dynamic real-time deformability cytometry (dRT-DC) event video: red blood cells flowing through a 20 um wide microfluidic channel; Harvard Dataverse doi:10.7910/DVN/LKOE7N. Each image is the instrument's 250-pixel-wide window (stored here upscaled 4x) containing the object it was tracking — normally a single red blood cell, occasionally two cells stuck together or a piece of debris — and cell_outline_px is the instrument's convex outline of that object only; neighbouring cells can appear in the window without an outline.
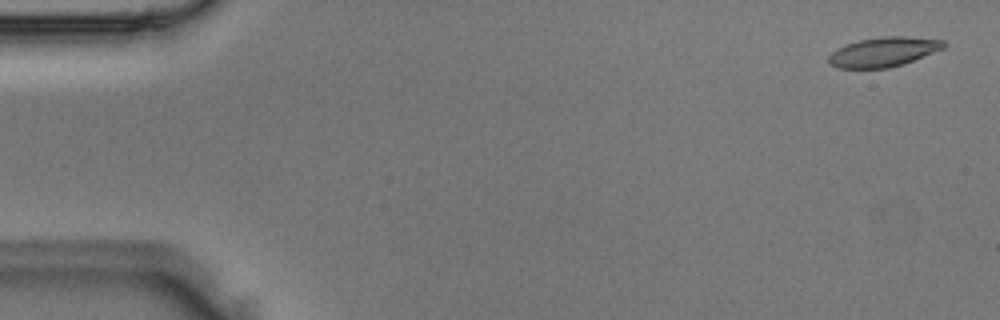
{"species": "Egyptian fruit bat (a non-hibernating species)", "species_latin": "Rousettus aegyptiacus", "temperature_condition": "room temperature", "stored_images_in_passage": 4, "camera_frame_rate_fps": 3000, "um_per_image_px": 0.085, "animal": {"sex": "male"}, "frame": {"image": 1, "passage_image": 1, "time_ms": 0.0, "image_size_px": [1000, 320], "cell_outline_px": [[948, 44], [944, 48], [904, 64], [888, 68], [836, 68], [828, 64], [828, 56], [832, 52], [848, 44], [860, 40], [884, 36], [904, 36], [944, 40]], "centroid_in_image_um": [75.12, 4.42], "position_along_channel_um": 9.9, "area_um2": 19.77}}
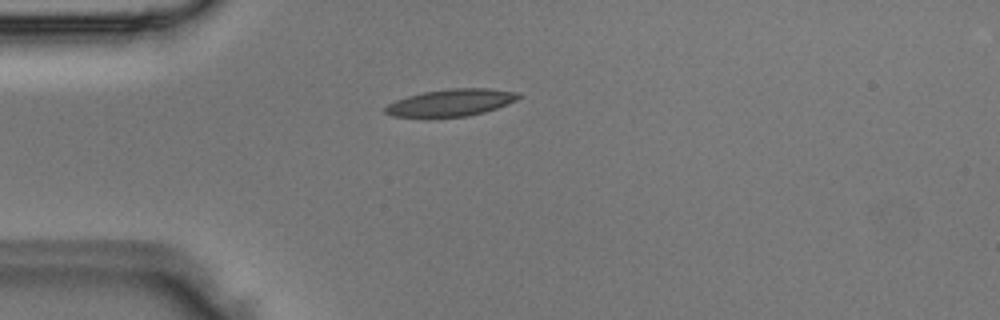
{"frame": {"image": 2, "passage_image": 4, "time_ms": 1.0, "image_size_px": [1000, 320], "cell_outline_px": [[520, 96], [516, 100], [508, 104], [484, 112], [468, 116], [428, 120], [392, 116], [384, 112], [384, 108], [388, 104], [396, 100], [408, 96], [424, 92], [448, 88], [488, 88], [520, 92]], "centroid_in_image_um": [38.27, 8.77], "position_along_channel_um": 46.7, "area_um2": 21.85}}